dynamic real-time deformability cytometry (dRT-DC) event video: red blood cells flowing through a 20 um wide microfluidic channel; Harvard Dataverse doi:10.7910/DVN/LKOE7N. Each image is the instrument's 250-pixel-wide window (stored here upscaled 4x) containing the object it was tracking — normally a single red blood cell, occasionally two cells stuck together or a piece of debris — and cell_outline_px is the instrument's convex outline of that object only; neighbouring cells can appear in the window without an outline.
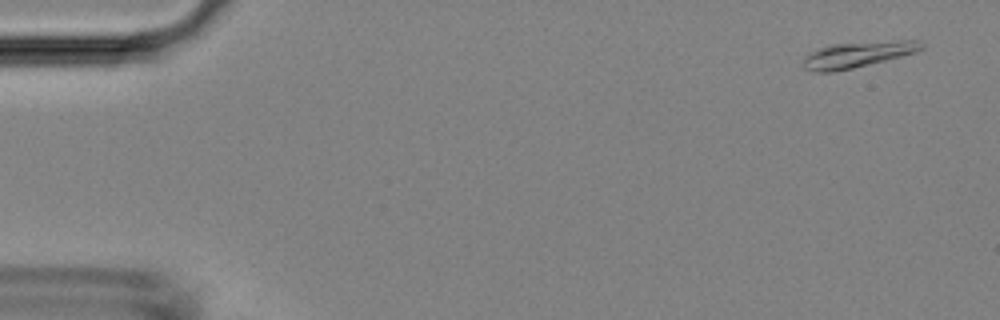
{"species": "Egyptian fruit bat (a non-hibernating species)", "species_latin": "Rousettus aegyptiacus", "temperature_condition": "room temperature", "stored_images_in_passage": 5, "camera_frame_rate_fps": 3000, "um_per_image_px": 0.085, "animal": {"sex": "female"}, "frame": {"image": 1, "passage_image": 1, "time_ms": 0.0, "image_size_px": [1000, 320], "cell_outline_px": [[924, 48], [916, 52], [852, 68], [832, 72], [816, 72], [804, 68], [804, 60], [812, 52], [828, 44], [900, 40], [920, 40], [924, 44]], "centroid_in_image_um": [72.94, 4.62], "position_along_channel_um": 12.1, "area_um2": 17.51}}
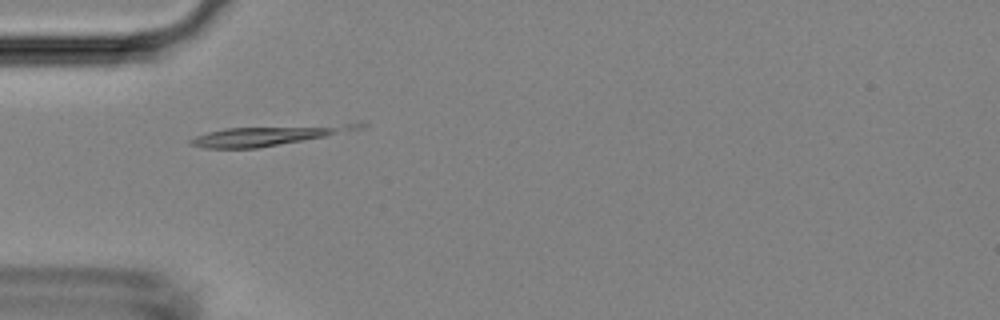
{"frame": {"image": 2, "passage_image": 5, "time_ms": 4.333, "image_size_px": [1000, 320], "cell_outline_px": [[368, 124], [364, 128], [324, 136], [256, 148], [204, 148], [188, 144], [188, 140], [196, 136], [208, 132], [224, 128], [344, 124]], "centroid_in_image_um": [22.65, 11.52], "position_along_channel_um": 62.3, "area_um2": 18.67}}